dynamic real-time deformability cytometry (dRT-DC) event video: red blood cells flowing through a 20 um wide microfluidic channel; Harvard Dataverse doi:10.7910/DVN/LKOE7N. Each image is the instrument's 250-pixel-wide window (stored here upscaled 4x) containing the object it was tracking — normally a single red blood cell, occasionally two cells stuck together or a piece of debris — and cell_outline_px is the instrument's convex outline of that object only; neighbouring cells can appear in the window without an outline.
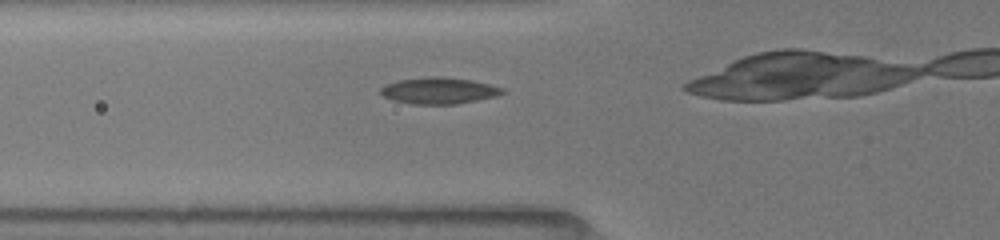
{"species": "common noctule bat (a hibernating species)", "species_latin": "Nyctalus noctula", "temperature_condition": "room temperature", "stored_images_in_passage": 32, "camera_frame_rate_fps": 3000, "um_per_image_px": 0.085, "animal": {"sex": "female", "body_mass_g": 19.5, "forearm_length_mm": 54.1}, "frame": {"image": 1, "passage_image": 9, "time_ms": 2.667, "image_size_px": [1000, 240], "cell_outline_px": [[504, 92], [496, 96], [456, 104], [412, 104], [392, 100], [384, 96], [380, 92], [380, 88], [384, 84], [400, 80], [428, 76], [440, 76], [472, 80], [504, 88]], "centroid_in_image_um": [37.28, 7.7], "position_along_channel_um": 88.5, "area_um2": 18.73}}
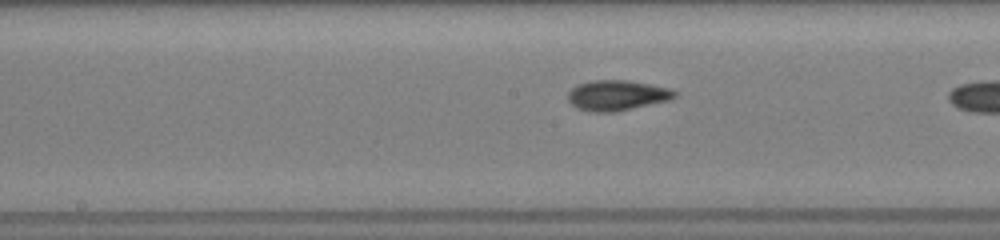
{"frame": {"image": 2, "passage_image": 17, "time_ms": 5.333, "image_size_px": [1000, 240], "cell_outline_px": [[676, 96], [668, 100], [616, 112], [592, 112], [576, 108], [568, 100], [568, 92], [576, 84], [592, 80], [624, 80], [672, 88], [676, 92]], "centroid_in_image_um": [52.41, 8.1], "position_along_channel_um": 195.8, "area_um2": 18.84}}
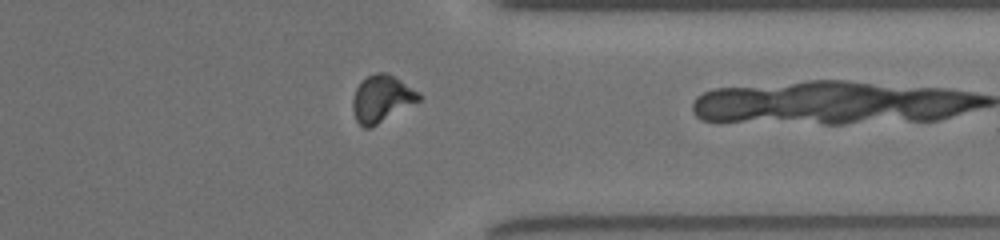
{"frame": {"image": 3, "passage_image": 31, "time_ms": 10.0, "image_size_px": [1000, 240], "cell_outline_px": [[424, 96], [420, 100], [372, 128], [364, 128], [356, 120], [352, 108], [352, 100], [356, 88], [360, 80], [376, 72], [384, 72], [400, 80], [420, 92]], "centroid_in_image_um": [32.44, 8.4], "position_along_channel_um": 379.0, "area_um2": 18.21}}